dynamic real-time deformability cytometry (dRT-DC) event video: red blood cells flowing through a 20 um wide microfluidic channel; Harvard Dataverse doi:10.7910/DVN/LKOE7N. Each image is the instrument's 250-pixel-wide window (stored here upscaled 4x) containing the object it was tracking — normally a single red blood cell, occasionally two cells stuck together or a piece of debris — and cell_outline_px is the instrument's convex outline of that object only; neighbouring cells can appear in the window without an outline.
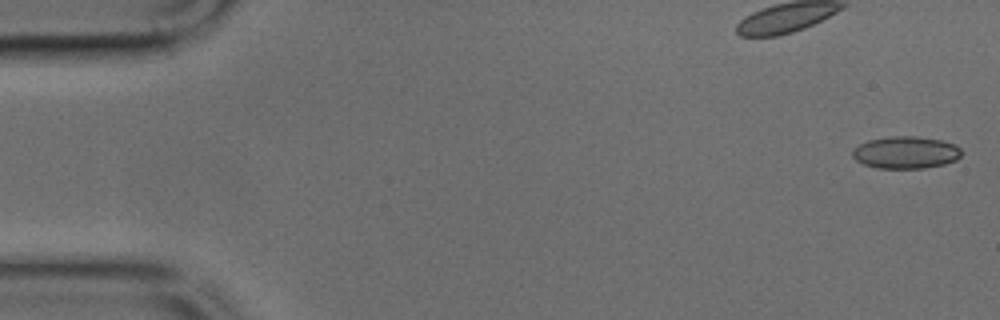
{"species": "common noctule bat (a hibernating species)", "species_latin": "Nyctalus noctula", "temperature_condition": "cold", "stored_images_in_passage": 48, "camera_frame_rate_fps": 3000, "um_per_image_px": 0.085, "animal": {"sex": "male", "body_mass_g": 17.9, "forearm_length_mm": 54.2}, "frame": {"image": 1, "passage_image": 1, "time_ms": 0.0, "image_size_px": [1000, 320], "cell_outline_px": [[960, 156], [956, 160], [944, 164], [924, 168], [876, 168], [864, 164], [856, 160], [852, 156], [852, 152], [860, 144], [868, 140], [892, 136], [916, 136], [940, 140], [956, 144], [960, 148]], "centroid_in_image_um": [77.0, 12.96], "position_along_channel_um": 8.0, "area_um2": 20.35}}
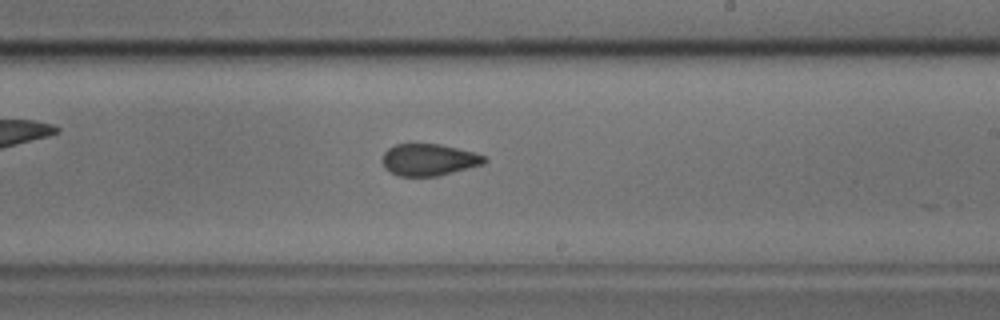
{"frame": {"image": 2, "passage_image": 28, "time_ms": 9.0, "image_size_px": [1000, 320], "cell_outline_px": [[488, 160], [484, 164], [440, 176], [400, 176], [384, 168], [384, 152], [388, 148], [396, 144], [440, 144], [472, 152], [484, 156]], "centroid_in_image_um": [36.48, 13.59], "position_along_channel_um": 252.5, "area_um2": 18.79}}
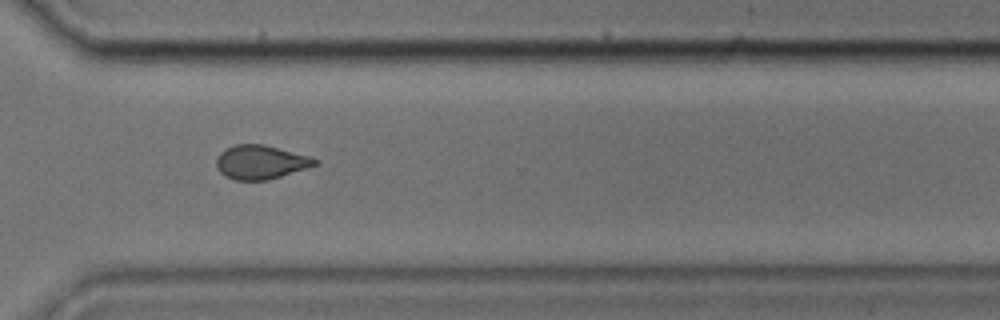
{"frame": {"image": 3, "passage_image": 35, "time_ms": 11.333, "image_size_px": [1000, 320], "cell_outline_px": [[320, 164], [308, 168], [268, 180], [236, 180], [224, 176], [220, 172], [216, 164], [216, 160], [220, 152], [224, 148], [236, 144], [264, 144], [308, 156], [320, 160]], "centroid_in_image_um": [22.16, 13.78], "position_along_channel_um": 348.4, "area_um2": 19.59}}